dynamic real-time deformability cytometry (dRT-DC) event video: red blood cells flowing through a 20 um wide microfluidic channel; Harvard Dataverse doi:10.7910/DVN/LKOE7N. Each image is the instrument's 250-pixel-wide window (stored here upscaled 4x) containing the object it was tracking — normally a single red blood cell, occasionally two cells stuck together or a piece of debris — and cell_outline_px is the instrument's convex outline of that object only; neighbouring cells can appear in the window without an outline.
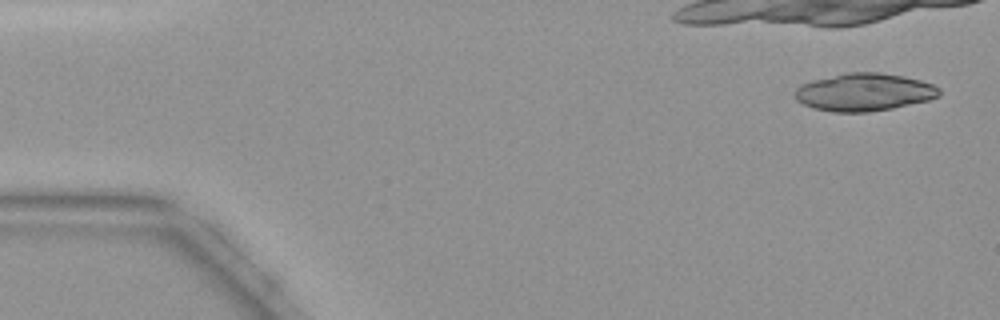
{"species": "common noctule bat (a hibernating species)", "species_latin": "Nyctalus noctula", "temperature_condition": "warm", "stored_images_in_passage": 12, "segment_of_instrument_passage": [1, 2], "camera_frame_rate_fps": 3000, "um_per_image_px": 0.085, "animal": {"sex": "female", "body_mass_g": 19.9}, "frame": {"image": 1, "passage_image": 1, "time_ms": 0.0, "image_size_px": [1000, 320], "cell_outline_px": [[940, 96], [928, 100], [892, 108], [868, 112], [832, 112], [812, 108], [796, 100], [792, 96], [792, 92], [800, 84], [812, 80], [848, 72], [880, 72], [904, 76], [920, 80], [932, 84], [940, 88]], "centroid_in_image_um": [73.41, 7.83], "position_along_channel_um": 11.6, "area_um2": 31.96}}